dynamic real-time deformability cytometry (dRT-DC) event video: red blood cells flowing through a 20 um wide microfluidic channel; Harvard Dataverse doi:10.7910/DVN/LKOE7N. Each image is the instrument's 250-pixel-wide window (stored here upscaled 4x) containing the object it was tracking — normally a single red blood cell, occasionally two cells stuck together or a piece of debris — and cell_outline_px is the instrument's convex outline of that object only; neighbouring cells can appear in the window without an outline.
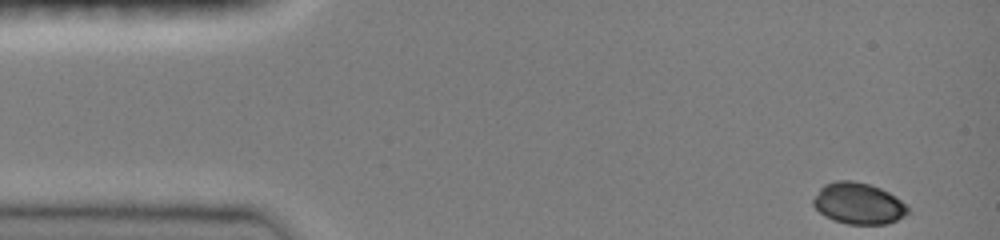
{"species": "common noctule bat (a hibernating species)", "species_latin": "Nyctalus noctula", "temperature_condition": "room temperature", "stored_images_in_passage": 42, "camera_frame_rate_fps": 3000, "um_per_image_px": 0.085, "animal": {"sex": "female", "body_mass_g": 19.0, "forearm_length_mm": 51.5}, "frame": {"image": 1, "passage_image": 1, "time_ms": 0.0, "image_size_px": [1000, 240], "cell_outline_px": [[908, 212], [904, 216], [888, 224], [848, 224], [832, 220], [824, 216], [812, 204], [812, 200], [820, 188], [824, 184], [836, 180], [852, 180], [868, 184], [880, 188], [888, 192], [900, 200], [908, 208]], "centroid_in_image_um": [72.93, 17.29], "position_along_channel_um": 12.1, "area_um2": 22.72}}
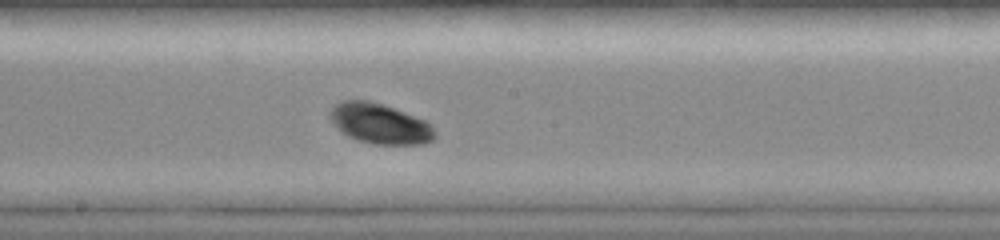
{"frame": {"image": 2, "passage_image": 24, "time_ms": 7.667, "image_size_px": [1000, 240], "cell_outline_px": [[436, 136], [432, 140], [420, 144], [376, 144], [356, 140], [340, 132], [328, 116], [328, 112], [336, 104], [344, 100], [368, 100], [404, 112], [424, 120], [432, 124], [436, 132]], "centroid_in_image_um": [32.27, 10.52], "position_along_channel_um": 215.9, "area_um2": 24.51}}
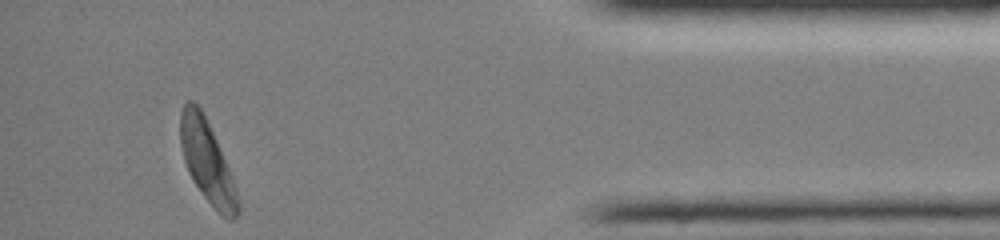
{"frame": {"image": 3, "passage_image": 42, "time_ms": 13.667, "image_size_px": [1000, 240], "cell_outline_px": [[240, 212], [232, 220], [228, 220], [220, 216], [204, 196], [188, 172], [184, 160], [180, 144], [180, 112], [184, 104], [188, 100], [192, 100], [200, 108], [216, 140], [228, 168], [240, 200]], "centroid_in_image_um": [17.61, 13.78], "position_along_channel_um": 417.6, "area_um2": 27.11}, "authors_computed_cell_mechanics": {"area_um2": 24.276, "velocity_mm_per_s": 3.9879, "shape_relaxation_time_tau1_ms": 0.9992, "shape_relaxation_time_tau2_ms": null, "deformation_change_tau1": 0.0551, "deformation_change_tau2": null}}